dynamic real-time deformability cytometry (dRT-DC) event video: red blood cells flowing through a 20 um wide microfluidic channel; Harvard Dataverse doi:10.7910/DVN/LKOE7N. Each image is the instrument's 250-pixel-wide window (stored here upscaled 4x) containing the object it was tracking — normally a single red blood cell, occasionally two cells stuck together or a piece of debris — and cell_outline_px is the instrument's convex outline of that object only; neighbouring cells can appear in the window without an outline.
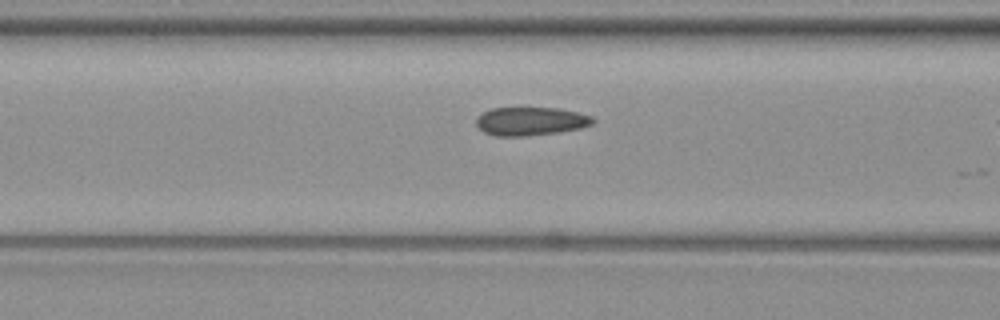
{"species": "common noctule bat (a hibernating species)", "species_latin": "Nyctalus noctula", "temperature_condition": "warm", "stored_images_in_passage": 12, "camera_frame_rate_fps": 3000, "um_per_image_px": 0.085, "animal": {"sex": "female", "body_mass_g": 19.3, "forearm_length_mm": 54.1}, "frame": {"image": 1, "passage_image": 11, "time_ms": 3.333, "image_size_px": [1000, 320], "cell_outline_px": [[596, 120], [592, 124], [580, 128], [556, 132], [524, 136], [496, 136], [484, 132], [476, 124], [476, 116], [492, 108], [560, 108], [592, 116]], "centroid_in_image_um": [45.09, 10.3], "position_along_channel_um": 121.5, "area_um2": 19.19}}